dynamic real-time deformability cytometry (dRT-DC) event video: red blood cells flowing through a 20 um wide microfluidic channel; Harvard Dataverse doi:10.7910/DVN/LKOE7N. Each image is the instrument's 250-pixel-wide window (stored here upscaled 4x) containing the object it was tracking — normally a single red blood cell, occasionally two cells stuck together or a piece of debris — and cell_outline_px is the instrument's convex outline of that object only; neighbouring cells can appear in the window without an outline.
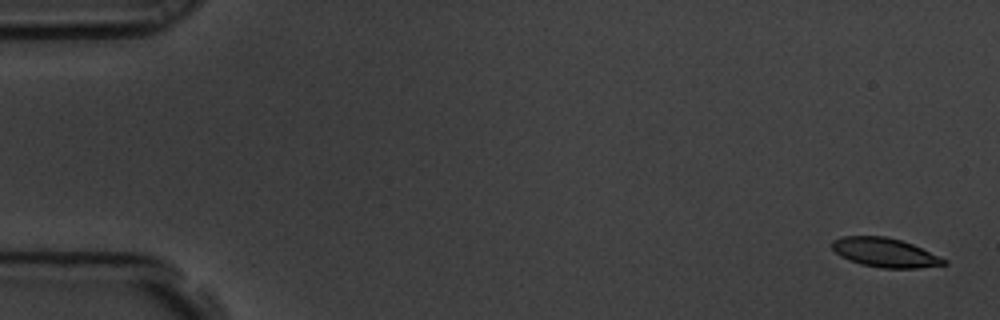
{"species": "common noctule bat (a hibernating species)", "species_latin": "Nyctalus noctula", "temperature_condition": "room temperature", "stored_images_in_passage": 5, "camera_frame_rate_fps": 3000, "um_per_image_px": 0.085, "animal": {"sex": "male", "body_mass_g": 19.5, "forearm_length_mm": 54.6}, "frame": {"image": 1, "passage_image": 1, "time_ms": 0.0, "image_size_px": [1000, 320], "cell_outline_px": [[948, 264], [916, 268], [884, 268], [860, 264], [848, 260], [840, 256], [832, 248], [832, 240], [844, 236], [884, 236], [900, 240], [912, 244], [948, 260]], "centroid_in_image_um": [75.21, 21.47], "position_along_channel_um": 9.8, "area_um2": 18.9}}